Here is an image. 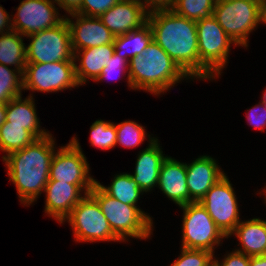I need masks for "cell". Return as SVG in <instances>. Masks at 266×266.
Here are the masks:
<instances>
[{
    "instance_id": "6da1fadb",
    "label": "cell",
    "mask_w": 266,
    "mask_h": 266,
    "mask_svg": "<svg viewBox=\"0 0 266 266\" xmlns=\"http://www.w3.org/2000/svg\"><path fill=\"white\" fill-rule=\"evenodd\" d=\"M153 40L192 78H199V50L196 21L173 10L148 14Z\"/></svg>"
},
{
    "instance_id": "7a4b0ae2",
    "label": "cell",
    "mask_w": 266,
    "mask_h": 266,
    "mask_svg": "<svg viewBox=\"0 0 266 266\" xmlns=\"http://www.w3.org/2000/svg\"><path fill=\"white\" fill-rule=\"evenodd\" d=\"M55 141L51 134L36 139L21 150L2 156L8 168L9 179L15 184L20 201L30 205L49 181Z\"/></svg>"
},
{
    "instance_id": "3957f363",
    "label": "cell",
    "mask_w": 266,
    "mask_h": 266,
    "mask_svg": "<svg viewBox=\"0 0 266 266\" xmlns=\"http://www.w3.org/2000/svg\"><path fill=\"white\" fill-rule=\"evenodd\" d=\"M127 72L130 89H143L154 95L190 78L154 40L140 54L129 59Z\"/></svg>"
},
{
    "instance_id": "277c9868",
    "label": "cell",
    "mask_w": 266,
    "mask_h": 266,
    "mask_svg": "<svg viewBox=\"0 0 266 266\" xmlns=\"http://www.w3.org/2000/svg\"><path fill=\"white\" fill-rule=\"evenodd\" d=\"M99 204L113 233L122 241L127 237L148 239L152 218L134 205H127L106 194L96 183L89 193Z\"/></svg>"
},
{
    "instance_id": "5b68a950",
    "label": "cell",
    "mask_w": 266,
    "mask_h": 266,
    "mask_svg": "<svg viewBox=\"0 0 266 266\" xmlns=\"http://www.w3.org/2000/svg\"><path fill=\"white\" fill-rule=\"evenodd\" d=\"M196 28L199 50V79L215 78L227 63L230 45L236 44L225 33L213 15L196 21Z\"/></svg>"
},
{
    "instance_id": "8992f818",
    "label": "cell",
    "mask_w": 266,
    "mask_h": 266,
    "mask_svg": "<svg viewBox=\"0 0 266 266\" xmlns=\"http://www.w3.org/2000/svg\"><path fill=\"white\" fill-rule=\"evenodd\" d=\"M213 16L236 45L247 47L248 35L261 22V5L249 0H216Z\"/></svg>"
},
{
    "instance_id": "52a82bcc",
    "label": "cell",
    "mask_w": 266,
    "mask_h": 266,
    "mask_svg": "<svg viewBox=\"0 0 266 266\" xmlns=\"http://www.w3.org/2000/svg\"><path fill=\"white\" fill-rule=\"evenodd\" d=\"M72 226L75 241H121L112 231L98 202L90 195L83 198L64 219Z\"/></svg>"
},
{
    "instance_id": "ba28073f",
    "label": "cell",
    "mask_w": 266,
    "mask_h": 266,
    "mask_svg": "<svg viewBox=\"0 0 266 266\" xmlns=\"http://www.w3.org/2000/svg\"><path fill=\"white\" fill-rule=\"evenodd\" d=\"M183 215L182 248L207 250L214 253L215 245L227 238L216 226L206 209L199 202L181 206Z\"/></svg>"
},
{
    "instance_id": "9c48e42d",
    "label": "cell",
    "mask_w": 266,
    "mask_h": 266,
    "mask_svg": "<svg viewBox=\"0 0 266 266\" xmlns=\"http://www.w3.org/2000/svg\"><path fill=\"white\" fill-rule=\"evenodd\" d=\"M27 37L32 40L26 47L27 63L74 61L66 19L56 27L39 31Z\"/></svg>"
},
{
    "instance_id": "30bf717a",
    "label": "cell",
    "mask_w": 266,
    "mask_h": 266,
    "mask_svg": "<svg viewBox=\"0 0 266 266\" xmlns=\"http://www.w3.org/2000/svg\"><path fill=\"white\" fill-rule=\"evenodd\" d=\"M79 86L75 74V61L26 63L23 89L56 92Z\"/></svg>"
},
{
    "instance_id": "8fae6325",
    "label": "cell",
    "mask_w": 266,
    "mask_h": 266,
    "mask_svg": "<svg viewBox=\"0 0 266 266\" xmlns=\"http://www.w3.org/2000/svg\"><path fill=\"white\" fill-rule=\"evenodd\" d=\"M236 199L233 187L225 174L199 202L227 238L241 221Z\"/></svg>"
},
{
    "instance_id": "7c38bea8",
    "label": "cell",
    "mask_w": 266,
    "mask_h": 266,
    "mask_svg": "<svg viewBox=\"0 0 266 266\" xmlns=\"http://www.w3.org/2000/svg\"><path fill=\"white\" fill-rule=\"evenodd\" d=\"M55 152L49 171V181L68 184H96L90 176L89 164L76 137Z\"/></svg>"
},
{
    "instance_id": "4fadbf2b",
    "label": "cell",
    "mask_w": 266,
    "mask_h": 266,
    "mask_svg": "<svg viewBox=\"0 0 266 266\" xmlns=\"http://www.w3.org/2000/svg\"><path fill=\"white\" fill-rule=\"evenodd\" d=\"M53 0H22L12 21L13 30L28 36L56 27L65 17H59Z\"/></svg>"
},
{
    "instance_id": "5bb4252c",
    "label": "cell",
    "mask_w": 266,
    "mask_h": 266,
    "mask_svg": "<svg viewBox=\"0 0 266 266\" xmlns=\"http://www.w3.org/2000/svg\"><path fill=\"white\" fill-rule=\"evenodd\" d=\"M76 21L65 18L70 31L71 47L73 51L98 47L114 42L115 36L102 23L99 17L85 16L79 13L69 14Z\"/></svg>"
},
{
    "instance_id": "9a60e30c",
    "label": "cell",
    "mask_w": 266,
    "mask_h": 266,
    "mask_svg": "<svg viewBox=\"0 0 266 266\" xmlns=\"http://www.w3.org/2000/svg\"><path fill=\"white\" fill-rule=\"evenodd\" d=\"M94 185L48 181L43 191L46 193L45 213L62 224L72 209L83 198L80 193L81 190H84L85 195L89 194Z\"/></svg>"
},
{
    "instance_id": "2e32d148",
    "label": "cell",
    "mask_w": 266,
    "mask_h": 266,
    "mask_svg": "<svg viewBox=\"0 0 266 266\" xmlns=\"http://www.w3.org/2000/svg\"><path fill=\"white\" fill-rule=\"evenodd\" d=\"M148 14L149 12L138 0H120L99 18L116 37L146 24Z\"/></svg>"
},
{
    "instance_id": "e0dca14e",
    "label": "cell",
    "mask_w": 266,
    "mask_h": 266,
    "mask_svg": "<svg viewBox=\"0 0 266 266\" xmlns=\"http://www.w3.org/2000/svg\"><path fill=\"white\" fill-rule=\"evenodd\" d=\"M187 186L189 203L200 202L211 187L220 180L225 173L212 157L200 156L192 163H186Z\"/></svg>"
},
{
    "instance_id": "ac0fdd59",
    "label": "cell",
    "mask_w": 266,
    "mask_h": 266,
    "mask_svg": "<svg viewBox=\"0 0 266 266\" xmlns=\"http://www.w3.org/2000/svg\"><path fill=\"white\" fill-rule=\"evenodd\" d=\"M157 186L179 207L188 204L186 163L167 156L161 165Z\"/></svg>"
},
{
    "instance_id": "d6986e66",
    "label": "cell",
    "mask_w": 266,
    "mask_h": 266,
    "mask_svg": "<svg viewBox=\"0 0 266 266\" xmlns=\"http://www.w3.org/2000/svg\"><path fill=\"white\" fill-rule=\"evenodd\" d=\"M167 156H164L157 138H149V146L139 153L132 179L143 192H149L158 184L160 168Z\"/></svg>"
},
{
    "instance_id": "ffe728a7",
    "label": "cell",
    "mask_w": 266,
    "mask_h": 266,
    "mask_svg": "<svg viewBox=\"0 0 266 266\" xmlns=\"http://www.w3.org/2000/svg\"><path fill=\"white\" fill-rule=\"evenodd\" d=\"M114 52V43L73 51L75 74L78 84L80 86L82 84L84 85L89 78L95 81L101 74L103 68L107 66ZM77 58L80 62L79 66L76 63Z\"/></svg>"
},
{
    "instance_id": "44dd1931",
    "label": "cell",
    "mask_w": 266,
    "mask_h": 266,
    "mask_svg": "<svg viewBox=\"0 0 266 266\" xmlns=\"http://www.w3.org/2000/svg\"><path fill=\"white\" fill-rule=\"evenodd\" d=\"M22 95L13 98L6 103L7 125L23 126L29 130L37 139L49 135L46 130L40 129V122L36 114V108L33 101V96H28L24 100Z\"/></svg>"
},
{
    "instance_id": "7402d4cb",
    "label": "cell",
    "mask_w": 266,
    "mask_h": 266,
    "mask_svg": "<svg viewBox=\"0 0 266 266\" xmlns=\"http://www.w3.org/2000/svg\"><path fill=\"white\" fill-rule=\"evenodd\" d=\"M266 202V200H265ZM235 235L241 243L236 251L247 256L266 255V221L259 218L240 221L231 235Z\"/></svg>"
},
{
    "instance_id": "603a6c76",
    "label": "cell",
    "mask_w": 266,
    "mask_h": 266,
    "mask_svg": "<svg viewBox=\"0 0 266 266\" xmlns=\"http://www.w3.org/2000/svg\"><path fill=\"white\" fill-rule=\"evenodd\" d=\"M153 40L151 27L147 22L139 29L132 30L131 32L116 36L114 38L115 53L129 62L128 55L135 57L140 54ZM130 50V51H129ZM123 52V53H122Z\"/></svg>"
},
{
    "instance_id": "cb8c5ba5",
    "label": "cell",
    "mask_w": 266,
    "mask_h": 266,
    "mask_svg": "<svg viewBox=\"0 0 266 266\" xmlns=\"http://www.w3.org/2000/svg\"><path fill=\"white\" fill-rule=\"evenodd\" d=\"M22 37L24 36L15 30L1 34L0 64L7 67H9L8 65H14L16 70L24 74L27 60L26 46L23 43Z\"/></svg>"
},
{
    "instance_id": "d4e9b609",
    "label": "cell",
    "mask_w": 266,
    "mask_h": 266,
    "mask_svg": "<svg viewBox=\"0 0 266 266\" xmlns=\"http://www.w3.org/2000/svg\"><path fill=\"white\" fill-rule=\"evenodd\" d=\"M96 183L106 194L127 205L136 206L140 194H143V191L129 173L116 175L108 187L101 185L98 181Z\"/></svg>"
},
{
    "instance_id": "484cf974",
    "label": "cell",
    "mask_w": 266,
    "mask_h": 266,
    "mask_svg": "<svg viewBox=\"0 0 266 266\" xmlns=\"http://www.w3.org/2000/svg\"><path fill=\"white\" fill-rule=\"evenodd\" d=\"M37 138L23 126L7 125V121L0 125V149L6 155L21 150L33 143Z\"/></svg>"
},
{
    "instance_id": "4316f807",
    "label": "cell",
    "mask_w": 266,
    "mask_h": 266,
    "mask_svg": "<svg viewBox=\"0 0 266 266\" xmlns=\"http://www.w3.org/2000/svg\"><path fill=\"white\" fill-rule=\"evenodd\" d=\"M216 0H175L173 10L187 19L198 21L213 15Z\"/></svg>"
},
{
    "instance_id": "83f0119b",
    "label": "cell",
    "mask_w": 266,
    "mask_h": 266,
    "mask_svg": "<svg viewBox=\"0 0 266 266\" xmlns=\"http://www.w3.org/2000/svg\"><path fill=\"white\" fill-rule=\"evenodd\" d=\"M21 90H23V74L0 64V103L6 104L22 95Z\"/></svg>"
},
{
    "instance_id": "f1b7e54d",
    "label": "cell",
    "mask_w": 266,
    "mask_h": 266,
    "mask_svg": "<svg viewBox=\"0 0 266 266\" xmlns=\"http://www.w3.org/2000/svg\"><path fill=\"white\" fill-rule=\"evenodd\" d=\"M90 143L92 146L108 150L116 145L117 132L114 123L96 120L90 126Z\"/></svg>"
},
{
    "instance_id": "f546056e",
    "label": "cell",
    "mask_w": 266,
    "mask_h": 266,
    "mask_svg": "<svg viewBox=\"0 0 266 266\" xmlns=\"http://www.w3.org/2000/svg\"><path fill=\"white\" fill-rule=\"evenodd\" d=\"M117 132L116 144L126 147L133 148L140 145L147 134L144 131L143 126L137 124L134 121H125L119 124H115Z\"/></svg>"
},
{
    "instance_id": "4dcf8cb0",
    "label": "cell",
    "mask_w": 266,
    "mask_h": 266,
    "mask_svg": "<svg viewBox=\"0 0 266 266\" xmlns=\"http://www.w3.org/2000/svg\"><path fill=\"white\" fill-rule=\"evenodd\" d=\"M214 254L207 250L182 248L181 255L171 266H213Z\"/></svg>"
},
{
    "instance_id": "1f68e13d",
    "label": "cell",
    "mask_w": 266,
    "mask_h": 266,
    "mask_svg": "<svg viewBox=\"0 0 266 266\" xmlns=\"http://www.w3.org/2000/svg\"><path fill=\"white\" fill-rule=\"evenodd\" d=\"M120 0H82L80 9L76 12L85 16L100 17Z\"/></svg>"
},
{
    "instance_id": "d6a6232c",
    "label": "cell",
    "mask_w": 266,
    "mask_h": 266,
    "mask_svg": "<svg viewBox=\"0 0 266 266\" xmlns=\"http://www.w3.org/2000/svg\"><path fill=\"white\" fill-rule=\"evenodd\" d=\"M126 69H129V63L124 59L119 57L115 52L113 53V56L107 63V66H105L101 72V74L97 77L95 81H101L106 80L114 76V73L117 72H126ZM119 72V74H120ZM113 75V76H112Z\"/></svg>"
},
{
    "instance_id": "836d02e7",
    "label": "cell",
    "mask_w": 266,
    "mask_h": 266,
    "mask_svg": "<svg viewBox=\"0 0 266 266\" xmlns=\"http://www.w3.org/2000/svg\"><path fill=\"white\" fill-rule=\"evenodd\" d=\"M248 111L249 112L246 116L250 125H253L255 129H260L264 132V128L266 127V109L262 102Z\"/></svg>"
},
{
    "instance_id": "e575fe53",
    "label": "cell",
    "mask_w": 266,
    "mask_h": 266,
    "mask_svg": "<svg viewBox=\"0 0 266 266\" xmlns=\"http://www.w3.org/2000/svg\"><path fill=\"white\" fill-rule=\"evenodd\" d=\"M249 263L250 256L236 250L227 256L225 255L224 261H221V263L215 258L213 260V266H249Z\"/></svg>"
},
{
    "instance_id": "d590c367",
    "label": "cell",
    "mask_w": 266,
    "mask_h": 266,
    "mask_svg": "<svg viewBox=\"0 0 266 266\" xmlns=\"http://www.w3.org/2000/svg\"><path fill=\"white\" fill-rule=\"evenodd\" d=\"M150 13L158 10H168L174 5L175 0H138ZM150 8V9H149Z\"/></svg>"
},
{
    "instance_id": "8d00e7d4",
    "label": "cell",
    "mask_w": 266,
    "mask_h": 266,
    "mask_svg": "<svg viewBox=\"0 0 266 266\" xmlns=\"http://www.w3.org/2000/svg\"><path fill=\"white\" fill-rule=\"evenodd\" d=\"M59 7L66 10L68 14L76 13L82 4V0H54Z\"/></svg>"
},
{
    "instance_id": "74e56055",
    "label": "cell",
    "mask_w": 266,
    "mask_h": 266,
    "mask_svg": "<svg viewBox=\"0 0 266 266\" xmlns=\"http://www.w3.org/2000/svg\"><path fill=\"white\" fill-rule=\"evenodd\" d=\"M9 14L0 6V35L13 30ZM9 23V24H8ZM8 29V30H7ZM6 30V32H5Z\"/></svg>"
},
{
    "instance_id": "f35d334b",
    "label": "cell",
    "mask_w": 266,
    "mask_h": 266,
    "mask_svg": "<svg viewBox=\"0 0 266 266\" xmlns=\"http://www.w3.org/2000/svg\"><path fill=\"white\" fill-rule=\"evenodd\" d=\"M249 266H266V255L251 256Z\"/></svg>"
},
{
    "instance_id": "ab89813d",
    "label": "cell",
    "mask_w": 266,
    "mask_h": 266,
    "mask_svg": "<svg viewBox=\"0 0 266 266\" xmlns=\"http://www.w3.org/2000/svg\"><path fill=\"white\" fill-rule=\"evenodd\" d=\"M6 104L0 103V125L5 122Z\"/></svg>"
},
{
    "instance_id": "60d3db41",
    "label": "cell",
    "mask_w": 266,
    "mask_h": 266,
    "mask_svg": "<svg viewBox=\"0 0 266 266\" xmlns=\"http://www.w3.org/2000/svg\"><path fill=\"white\" fill-rule=\"evenodd\" d=\"M261 22L266 24V0H263L261 4Z\"/></svg>"
},
{
    "instance_id": "b9f144b4",
    "label": "cell",
    "mask_w": 266,
    "mask_h": 266,
    "mask_svg": "<svg viewBox=\"0 0 266 266\" xmlns=\"http://www.w3.org/2000/svg\"><path fill=\"white\" fill-rule=\"evenodd\" d=\"M262 98H263V100H262L261 102H262V104L264 105V107H265V109H266V90H265V92H264Z\"/></svg>"
},
{
    "instance_id": "7bdbcfd3",
    "label": "cell",
    "mask_w": 266,
    "mask_h": 266,
    "mask_svg": "<svg viewBox=\"0 0 266 266\" xmlns=\"http://www.w3.org/2000/svg\"><path fill=\"white\" fill-rule=\"evenodd\" d=\"M249 1H252V2H256V3H259L260 5L262 4L263 0H249Z\"/></svg>"
}]
</instances>
